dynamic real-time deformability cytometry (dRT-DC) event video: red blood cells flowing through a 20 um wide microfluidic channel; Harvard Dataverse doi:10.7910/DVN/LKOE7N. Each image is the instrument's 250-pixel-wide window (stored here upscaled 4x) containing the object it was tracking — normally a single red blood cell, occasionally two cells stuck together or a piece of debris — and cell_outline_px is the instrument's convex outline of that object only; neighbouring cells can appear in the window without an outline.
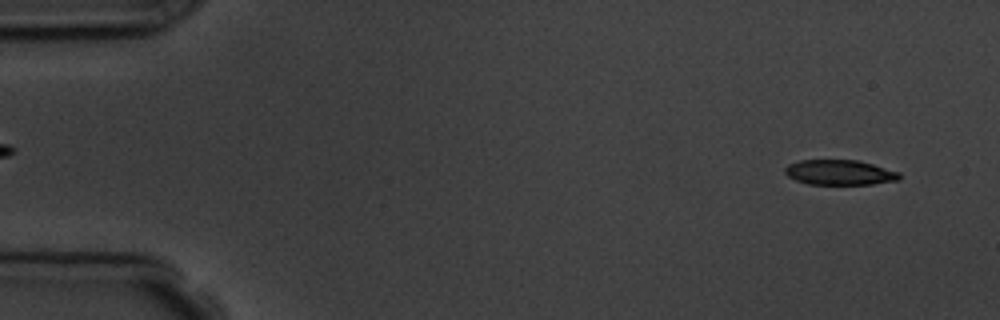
{"species": "common noctule bat (a hibernating species)", "species_latin": "Nyctalus noctula", "temperature_condition": "room temperature", "stored_images_in_passage": 7, "camera_frame_rate_fps": 3000, "um_per_image_px": 0.085, "animal": {"sex": "male", "body_mass_g": 19.5, "forearm_length_mm": 54.6}, "frame": {"image": 1, "passage_image": 1, "time_ms": 0.0, "image_size_px": [1000, 320], "cell_outline_px": [[900, 180], [872, 184], [808, 184], [796, 180], [788, 176], [784, 172], [784, 168], [788, 164], [800, 160], [860, 160], [900, 172]], "centroid_in_image_um": [71.38, 14.65], "position_along_channel_um": 13.6, "area_um2": 16.82}}
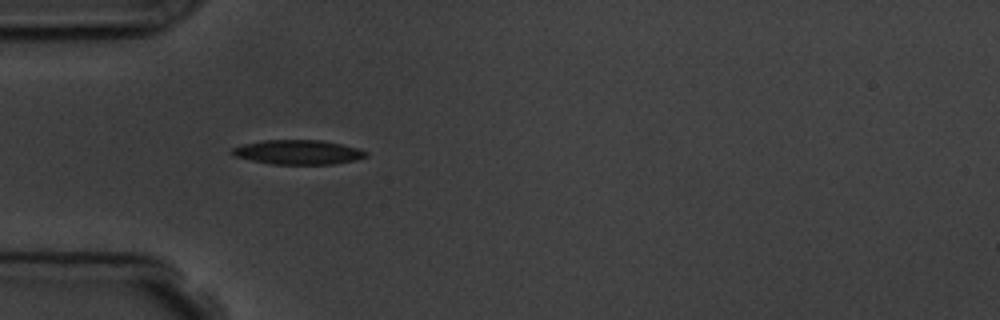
{"frame": {"image": 2, "passage_image": 5, "time_ms": 4.333, "image_size_px": [1000, 320], "cell_outline_px": [[368, 156], [356, 160], [332, 164], [272, 164], [252, 160], [236, 156], [232, 152], [232, 148], [244, 144], [264, 140], [320, 140], [340, 144], [356, 148], [368, 152]], "centroid_in_image_um": [25.37, 12.94], "position_along_channel_um": 59.6, "area_um2": 18.79}}